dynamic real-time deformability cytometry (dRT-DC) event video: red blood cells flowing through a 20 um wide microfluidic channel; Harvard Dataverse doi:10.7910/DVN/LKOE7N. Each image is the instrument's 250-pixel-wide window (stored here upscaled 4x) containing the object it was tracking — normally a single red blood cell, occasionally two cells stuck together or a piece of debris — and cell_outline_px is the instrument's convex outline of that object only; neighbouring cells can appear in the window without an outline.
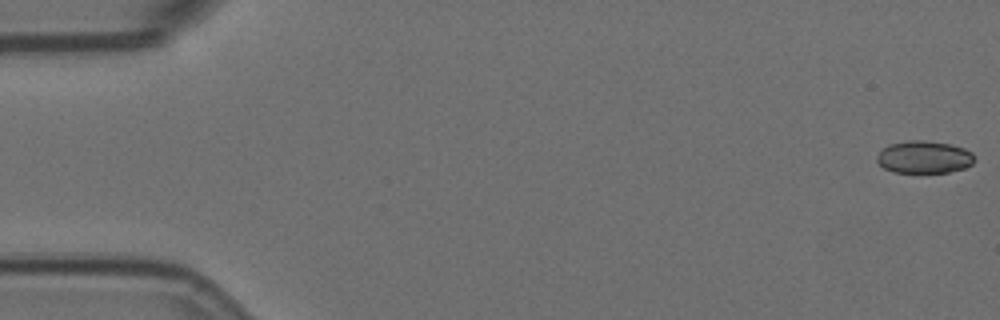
{"species": "Egyptian fruit bat (a non-hibernating species)", "species_latin": "Rousettus aegyptiacus", "temperature_condition": "room temperature", "stored_images_in_passage": 45, "camera_frame_rate_fps": 3000, "um_per_image_px": 0.085, "animal": {"sex": "female"}, "frame": {"image": 1, "passage_image": 1, "time_ms": 0.0, "image_size_px": [1000, 320], "cell_outline_px": [[976, 160], [972, 164], [964, 168], [948, 172], [892, 172], [884, 168], [876, 160], [876, 156], [888, 144], [908, 140], [924, 140], [952, 144], [964, 148], [972, 152], [976, 156]], "centroid_in_image_um": [78.58, 13.34], "position_along_channel_um": 6.4, "area_um2": 18.61}}
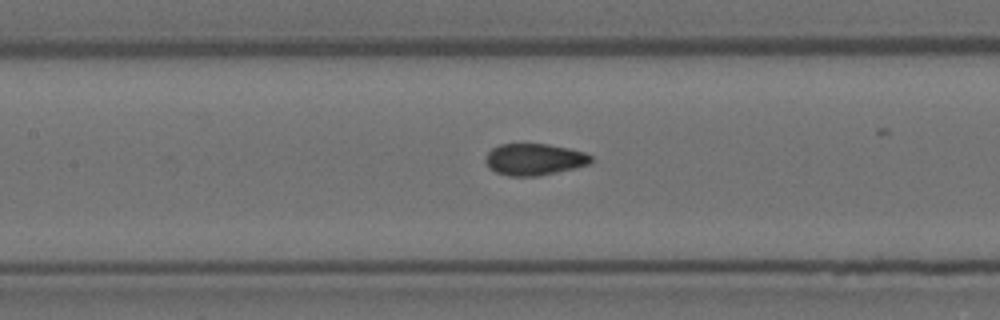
{"frame": {"image": 2, "passage_image": 26, "time_ms": 8.333, "image_size_px": [1000, 320], "cell_outline_px": [[592, 164], [540, 176], [508, 176], [496, 172], [488, 168], [484, 160], [488, 152], [492, 148], [500, 144], [548, 144], [568, 148], [584, 152], [592, 156]], "centroid_in_image_um": [45.41, 13.55], "position_along_channel_um": 162.0, "area_um2": 19.65}}
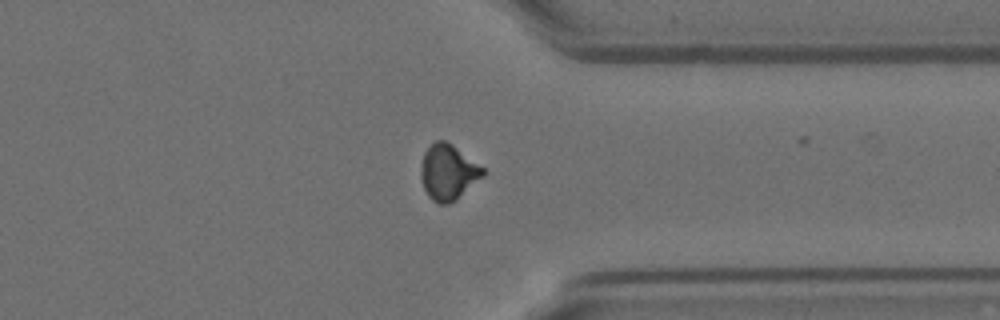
{"frame": {"image": 3, "passage_image": 44, "time_ms": 14.333, "image_size_px": [1000, 320], "cell_outline_px": [[484, 176], [456, 200], [448, 204], [440, 204], [432, 200], [428, 196], [424, 188], [420, 176], [420, 164], [424, 152], [436, 140], [444, 140], [452, 144], [484, 168]], "centroid_in_image_um": [38.08, 14.65], "position_along_channel_um": 373.3, "area_um2": 20.11}}